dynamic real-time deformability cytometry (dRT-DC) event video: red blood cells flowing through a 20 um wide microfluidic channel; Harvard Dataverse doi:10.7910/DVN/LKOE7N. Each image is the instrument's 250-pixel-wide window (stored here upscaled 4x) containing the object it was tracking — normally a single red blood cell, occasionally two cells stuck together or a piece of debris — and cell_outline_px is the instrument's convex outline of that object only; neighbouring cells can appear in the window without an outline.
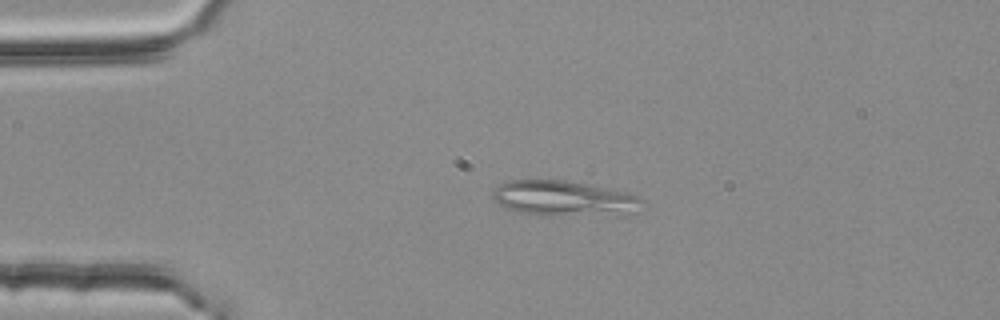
{"species": "common noctule bat (a hibernating species)", "species_latin": "Nyctalus noctula", "temperature_condition": "room temperature", "stored_images_in_passage": 12, "camera_frame_rate_fps": 3000, "um_per_image_px": 0.085, "animal": {"sex": "female", "body_mass_g": 25.1}, "frame": {"image": 1, "passage_image": 12, "time_ms": 3.667, "image_size_px": [1000, 320], "cell_outline_px": [[644, 200], [640, 212], [624, 216], [548, 216], [516, 212], [500, 204], [496, 200], [496, 188], [500, 184], [508, 180], [564, 180], [592, 184], [624, 192], [636, 196]], "centroid_in_image_um": [48.09, 16.9], "position_along_channel_um": 36.9, "area_um2": 31.39}}